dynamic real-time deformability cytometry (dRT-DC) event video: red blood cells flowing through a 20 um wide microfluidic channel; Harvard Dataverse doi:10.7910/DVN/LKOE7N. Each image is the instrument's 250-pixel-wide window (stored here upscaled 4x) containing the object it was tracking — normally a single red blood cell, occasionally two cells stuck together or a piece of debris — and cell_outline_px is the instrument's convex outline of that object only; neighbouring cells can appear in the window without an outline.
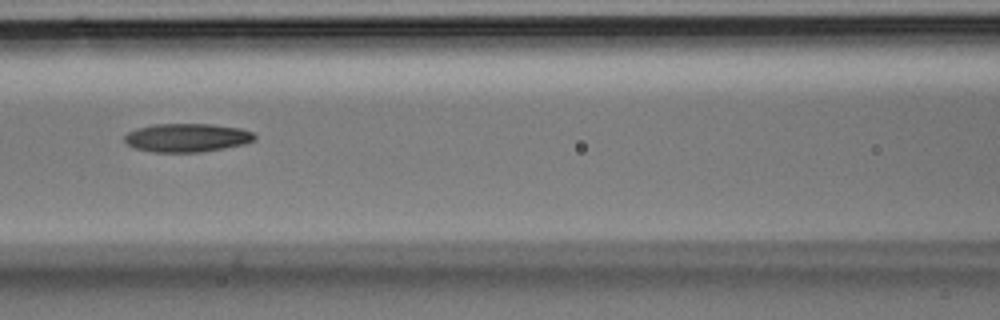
{"species": "Egyptian fruit bat (a non-hibernating species)", "species_latin": "Rousettus aegyptiacus", "temperature_condition": "room temperature", "stored_images_in_passage": 29, "camera_frame_rate_fps": 3000, "um_per_image_px": 0.085, "animal": {"sex": "male"}, "frame": {"image": 1, "passage_image": 9, "time_ms": 2.667, "image_size_px": [1000, 320], "cell_outline_px": [[256, 140], [244, 144], [224, 148], [200, 152], [156, 152], [136, 148], [128, 144], [124, 140], [124, 136], [128, 132], [136, 128], [156, 124], [212, 124], [240, 128], [252, 132], [256, 136]], "centroid_in_image_um": [15.91, 11.7], "position_along_channel_um": 150.7, "area_um2": 21.56}}
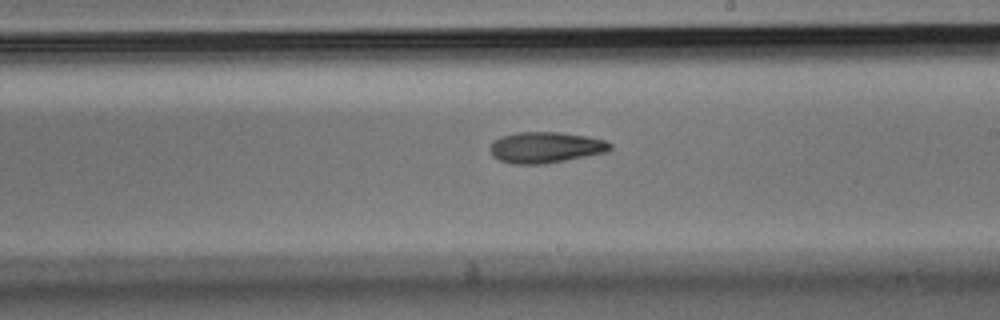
{"frame": {"image": 2, "passage_image": 14, "time_ms": 4.333, "image_size_px": [1000, 320], "cell_outline_px": [[612, 148], [608, 152], [544, 164], [512, 164], [500, 160], [492, 156], [488, 148], [492, 140], [500, 136], [516, 132], [560, 132], [588, 136], [604, 140], [612, 144]], "centroid_in_image_um": [46.34, 12.52], "position_along_channel_um": 242.7, "area_um2": 22.02}}
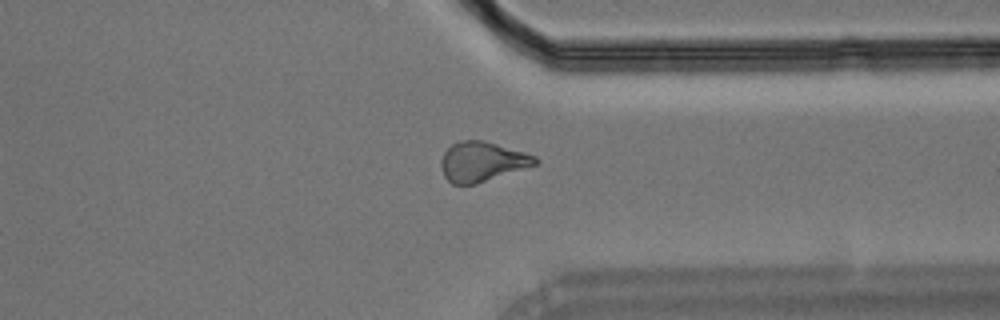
{"frame": {"image": 3, "passage_image": 21, "time_ms": 6.667, "image_size_px": [1000, 320], "cell_outline_px": [[540, 164], [476, 184], [452, 184], [444, 176], [440, 164], [440, 160], [444, 152], [452, 144], [460, 140], [480, 140], [496, 144], [524, 152], [536, 156], [540, 160]], "centroid_in_image_um": [41.0, 13.75], "position_along_channel_um": 370.4, "area_um2": 21.91}}